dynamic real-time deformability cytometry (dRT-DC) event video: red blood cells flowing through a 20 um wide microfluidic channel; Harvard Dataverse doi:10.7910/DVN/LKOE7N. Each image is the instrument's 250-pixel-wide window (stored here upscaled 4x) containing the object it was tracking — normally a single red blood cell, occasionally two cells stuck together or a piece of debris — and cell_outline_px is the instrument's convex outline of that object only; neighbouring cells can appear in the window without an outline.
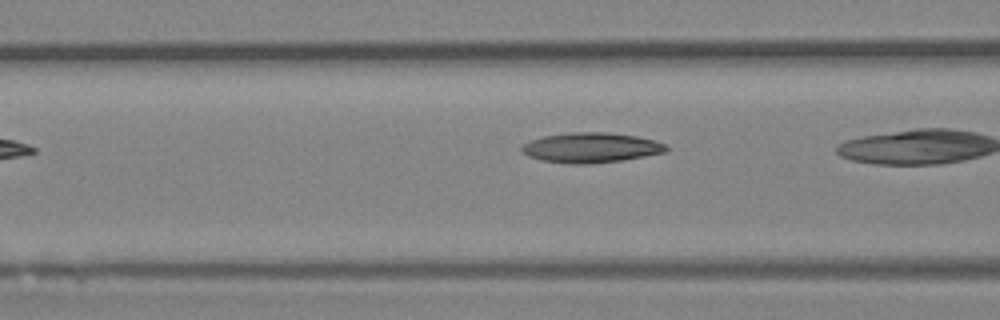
{"species": "Egyptian fruit bat (a non-hibernating species)", "species_latin": "Rousettus aegyptiacus", "temperature_condition": "room temperature", "stored_images_in_passage": 9, "camera_frame_rate_fps": 3000, "um_per_image_px": 0.085, "animal": {"sex": "female"}, "frame": {"image": 1, "passage_image": 7, "time_ms": 2.0, "image_size_px": [1000, 320], "cell_outline_px": [[668, 152], [624, 160], [588, 164], [572, 164], [540, 160], [528, 156], [520, 152], [520, 148], [524, 144], [532, 140], [544, 136], [572, 132], [608, 132], [636, 136], [652, 140], [664, 144], [668, 148]], "centroid_in_image_um": [50.23, 12.56], "position_along_channel_um": 116.4, "area_um2": 25.32}}